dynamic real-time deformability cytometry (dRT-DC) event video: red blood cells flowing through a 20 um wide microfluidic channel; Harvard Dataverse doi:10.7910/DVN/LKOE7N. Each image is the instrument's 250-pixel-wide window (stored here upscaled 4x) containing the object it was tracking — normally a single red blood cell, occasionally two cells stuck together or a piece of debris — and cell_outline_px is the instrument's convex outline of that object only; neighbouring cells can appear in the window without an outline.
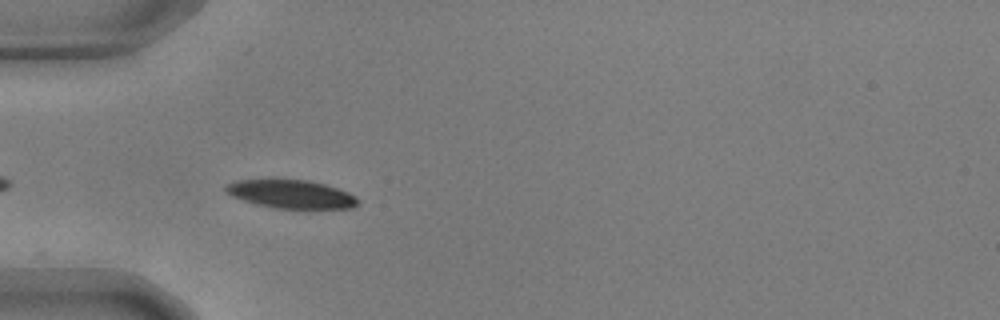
{"species": "common noctule bat (a hibernating species)", "species_latin": "Nyctalus noctula", "temperature_condition": "warm", "stored_images_in_passage": 23, "camera_frame_rate_fps": 3000, "um_per_image_px": 0.085, "animal": {"sex": "male", "body_mass_g": 17.9, "forearm_length_mm": 54.2}, "frame": {"image": 1, "passage_image": 1, "time_ms": 0.0, "image_size_px": [1000, 320], "cell_outline_px": [[360, 204], [352, 208], [304, 212], [272, 208], [256, 204], [232, 196], [224, 188], [228, 184], [236, 180], [308, 180], [324, 184], [348, 192], [356, 196], [360, 200]], "centroid_in_image_um": [24.87, 16.57], "position_along_channel_um": 60.1, "area_um2": 22.77}}
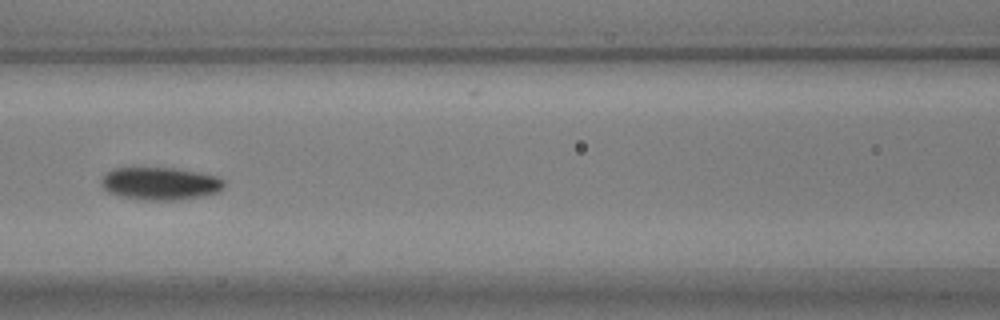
{"frame": {"image": 2, "passage_image": 9, "time_ms": 2.667, "image_size_px": [1000, 320], "cell_outline_px": [[224, 188], [220, 192], [204, 196], [176, 200], [140, 200], [120, 196], [108, 192], [100, 184], [100, 180], [104, 172], [112, 168], [132, 164], [176, 168], [200, 172], [220, 176], [224, 180]], "centroid_in_image_um": [13.56, 15.54], "position_along_channel_um": 153.0, "area_um2": 24.85}}
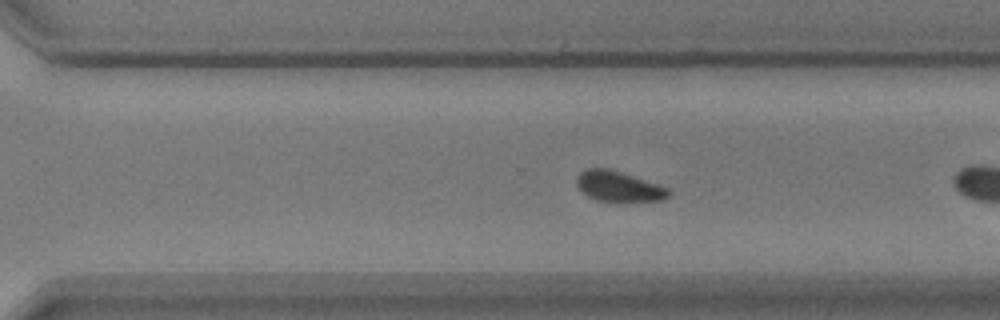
{"frame": {"image": 3, "passage_image": 20, "time_ms": 6.333, "image_size_px": [1000, 320], "cell_outline_px": [[672, 192], [664, 200], [596, 200], [588, 196], [576, 184], [576, 176], [580, 172], [588, 168], [608, 168], [668, 188]], "centroid_in_image_um": [52.56, 15.82], "position_along_channel_um": 318.0, "area_um2": 15.72}}